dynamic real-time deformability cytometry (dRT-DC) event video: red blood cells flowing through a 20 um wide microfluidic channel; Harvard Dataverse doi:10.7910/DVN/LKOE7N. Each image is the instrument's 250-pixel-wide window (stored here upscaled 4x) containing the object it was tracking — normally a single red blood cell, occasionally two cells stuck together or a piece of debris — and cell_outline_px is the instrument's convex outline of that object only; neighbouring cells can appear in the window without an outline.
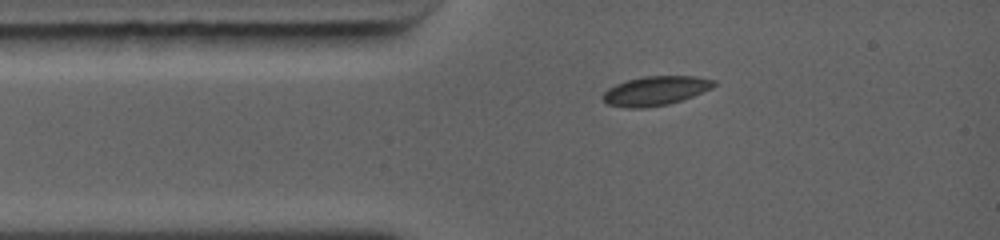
{"species": "common noctule bat (a hibernating species)", "species_latin": "Nyctalus noctula", "temperature_condition": "warm", "stored_images_in_passage": 23, "camera_frame_rate_fps": 5000, "um_per_image_px": 0.085, "animal": {"sex": "female", "body_mass_g": 19.0, "forearm_length_mm": 56.7}, "frame": {"image": 1, "passage_image": 1, "time_ms": 0.0, "image_size_px": [1000, 240], "cell_outline_px": [[716, 84], [712, 88], [692, 96], [668, 104], [644, 108], [624, 108], [608, 104], [600, 96], [608, 88], [616, 84], [628, 80], [644, 76], [696, 76], [716, 80]], "centroid_in_image_um": [55.7, 7.71], "position_along_channel_um": 29.3, "area_um2": 18.9}}
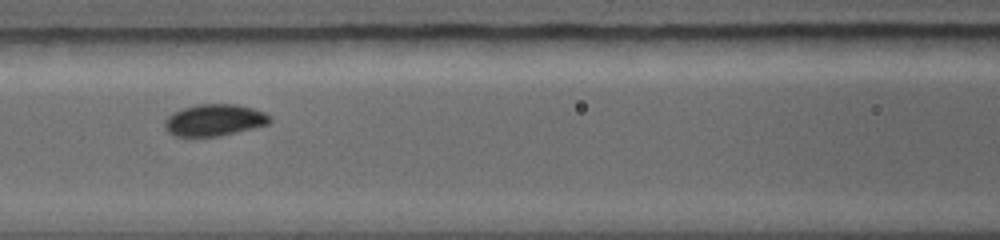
{"frame": {"image": 2, "passage_image": 7, "time_ms": 3.0, "image_size_px": [1000, 240], "cell_outline_px": [[272, 120], [268, 124], [216, 136], [176, 136], [164, 124], [164, 120], [172, 112], [196, 104], [236, 104], [252, 108], [264, 112]], "centroid_in_image_um": [18.22, 10.18], "position_along_channel_um": 148.4, "area_um2": 18.96}}
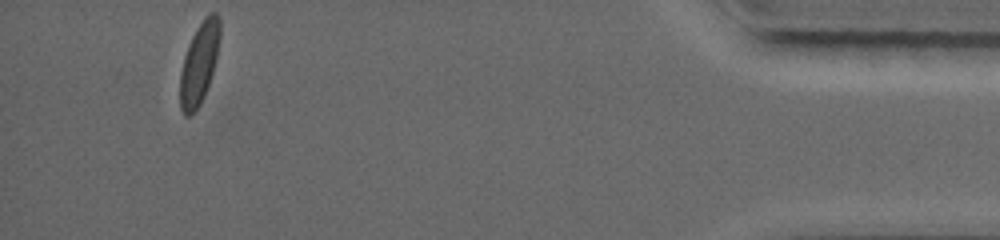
{"frame": {"image": 3, "passage_image": 23, "time_ms": 11.0, "image_size_px": [1000, 240], "cell_outline_px": [[220, 36], [216, 60], [204, 96], [200, 104], [188, 116], [184, 116], [180, 108], [180, 72], [184, 56], [188, 44], [196, 28], [204, 16], [208, 12], [216, 12], [220, 16]], "centroid_in_image_um": [16.93, 5.32], "position_along_channel_um": 418.3, "area_um2": 19.02}}